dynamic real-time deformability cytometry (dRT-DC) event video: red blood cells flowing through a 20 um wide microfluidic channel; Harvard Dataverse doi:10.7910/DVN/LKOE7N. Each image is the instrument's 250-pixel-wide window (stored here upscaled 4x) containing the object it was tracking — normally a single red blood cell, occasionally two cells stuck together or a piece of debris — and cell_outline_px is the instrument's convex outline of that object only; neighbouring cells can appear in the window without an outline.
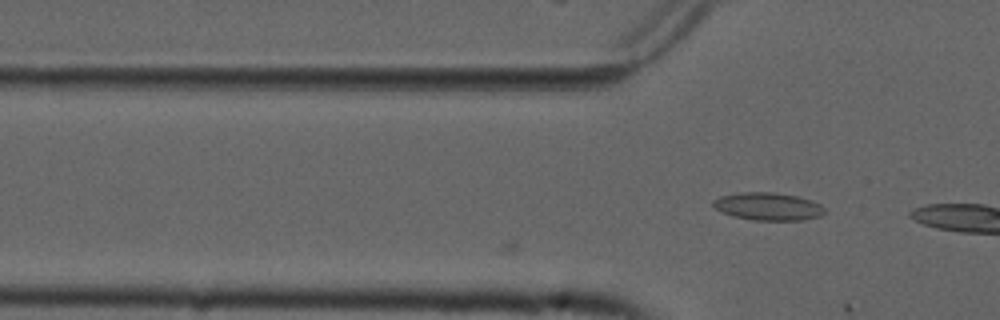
{"species": "common noctule bat (a hibernating species)", "species_latin": "Nyctalus noctula", "temperature_condition": "cold", "stored_images_in_passage": 11, "camera_frame_rate_fps": 3000, "um_per_image_px": 0.085, "animal": {"sex": "male", "forearm_length_mm": 52.5}, "frame": {"image": 1, "passage_image": 3, "time_ms": 0.667, "image_size_px": [1000, 320], "cell_outline_px": [[828, 212], [820, 216], [804, 220], [756, 220], [732, 216], [720, 212], [712, 204], [712, 200], [720, 196], [744, 192], [776, 192], [796, 196], [812, 200], [820, 204]], "centroid_in_image_um": [65.3, 17.55], "position_along_channel_um": 60.5, "area_um2": 18.15}}